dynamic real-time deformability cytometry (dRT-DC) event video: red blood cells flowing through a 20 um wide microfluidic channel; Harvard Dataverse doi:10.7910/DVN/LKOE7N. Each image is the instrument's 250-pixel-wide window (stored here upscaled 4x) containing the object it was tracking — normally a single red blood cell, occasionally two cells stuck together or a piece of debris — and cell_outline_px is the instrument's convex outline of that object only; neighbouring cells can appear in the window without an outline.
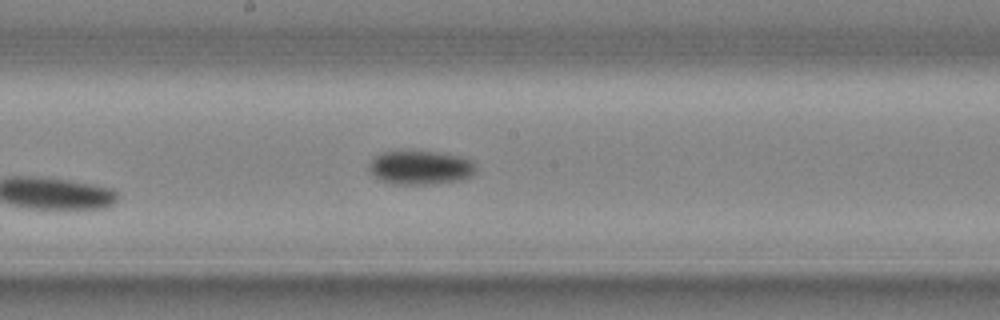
{"species": "common noctule bat (a hibernating species)", "species_latin": "Nyctalus noctula", "temperature_condition": "cold", "stored_images_in_passage": 11, "camera_frame_rate_fps": 3000, "um_per_image_px": 0.085, "animal": {"sex": "male", "body_mass_g": 20.4}, "frame": {"image": 1, "passage_image": 11, "time_ms": 3.333, "image_size_px": [1000, 320], "cell_outline_px": [[476, 172], [472, 176], [464, 180], [436, 184], [392, 184], [380, 180], [372, 176], [368, 172], [368, 164], [380, 152], [440, 152], [464, 156], [472, 160], [476, 164]], "centroid_in_image_um": [35.78, 14.26], "position_along_channel_um": 212.4, "area_um2": 21.62}}